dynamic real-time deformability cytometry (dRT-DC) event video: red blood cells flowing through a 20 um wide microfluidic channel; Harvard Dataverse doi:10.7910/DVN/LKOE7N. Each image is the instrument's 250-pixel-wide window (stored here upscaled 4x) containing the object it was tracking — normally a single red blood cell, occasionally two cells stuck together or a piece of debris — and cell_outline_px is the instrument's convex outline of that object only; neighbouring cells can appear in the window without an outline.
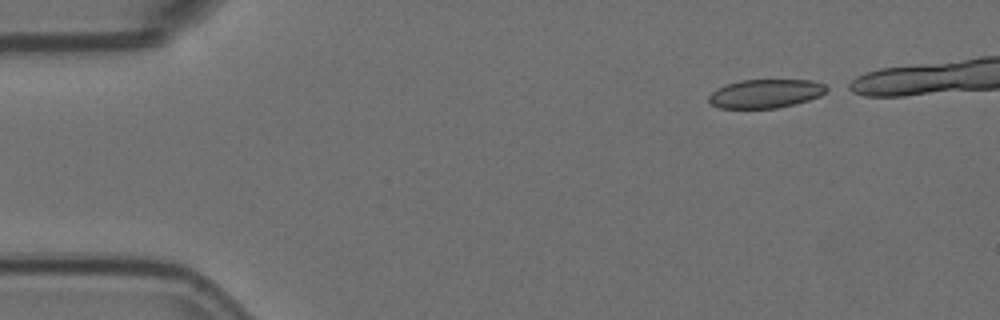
{"species": "Egyptian fruit bat (a non-hibernating species)", "species_latin": "Rousettus aegyptiacus", "temperature_condition": "room temperature", "stored_images_in_passage": 40, "camera_frame_rate_fps": 3000, "um_per_image_px": 0.085, "animal": {"sex": "female"}, "frame": {"image": 1, "passage_image": 1, "time_ms": 0.0, "image_size_px": [1000, 320], "cell_outline_px": [[832, 88], [820, 96], [808, 100], [776, 108], [720, 108], [712, 104], [708, 100], [708, 96], [716, 88], [724, 84], [740, 80], [812, 80], [824, 84]], "centroid_in_image_um": [65.08, 7.94], "position_along_channel_um": 19.9, "area_um2": 19.83}}
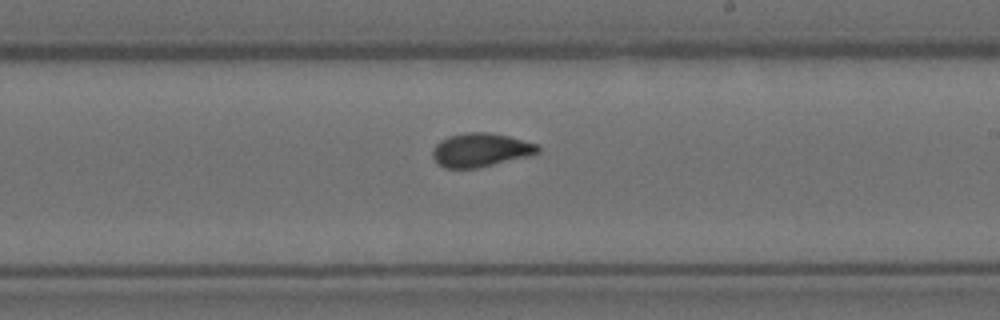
{"frame": {"image": 2, "passage_image": 27, "time_ms": 8.667, "image_size_px": [1000, 320], "cell_outline_px": [[540, 152], [528, 156], [476, 168], [444, 168], [432, 156], [432, 148], [440, 140], [448, 136], [468, 132], [488, 132], [508, 136], [536, 144], [540, 148]], "centroid_in_image_um": [40.82, 12.74], "position_along_channel_um": 248.2, "area_um2": 20.46}}
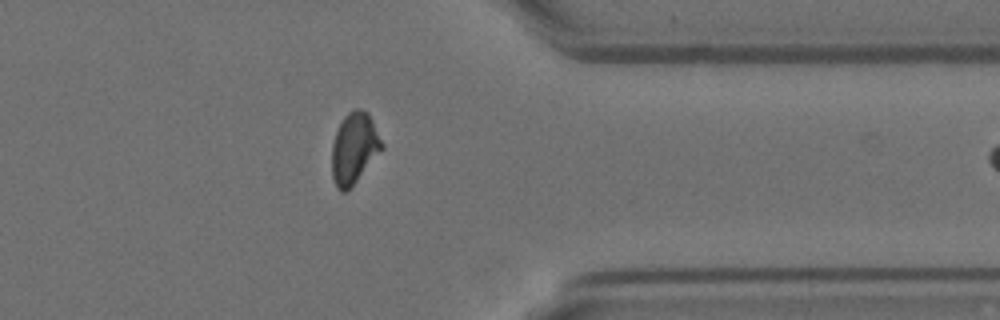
{"frame": {"image": 3, "passage_image": 39, "time_ms": 12.667, "image_size_px": [1000, 320], "cell_outline_px": [[384, 148], [356, 180], [344, 192], [340, 192], [336, 188], [332, 176], [332, 144], [336, 132], [344, 116], [348, 112], [356, 108], [360, 108], [368, 112], [384, 144]], "centroid_in_image_um": [30.11, 12.57], "position_along_channel_um": 381.3, "area_um2": 20.52}}